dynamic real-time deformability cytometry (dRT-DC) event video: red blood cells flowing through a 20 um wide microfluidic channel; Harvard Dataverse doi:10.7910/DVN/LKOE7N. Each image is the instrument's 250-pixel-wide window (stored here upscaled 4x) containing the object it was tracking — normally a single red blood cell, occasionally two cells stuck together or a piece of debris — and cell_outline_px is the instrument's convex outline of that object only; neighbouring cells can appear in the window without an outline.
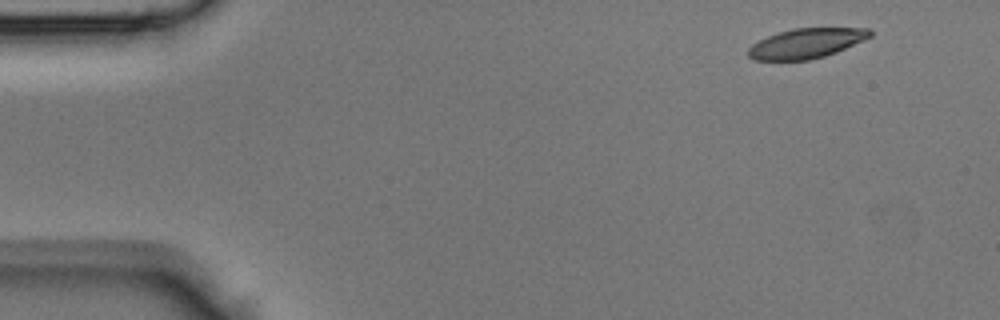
{"species": "Egyptian fruit bat (a non-hibernating species)", "species_latin": "Rousettus aegyptiacus", "temperature_condition": "room temperature", "stored_images_in_passage": 40, "camera_frame_rate_fps": 3000, "um_per_image_px": 0.085, "animal": {"sex": "male"}, "frame": {"image": 1, "passage_image": 1, "time_ms": 0.0, "image_size_px": [1000, 320], "cell_outline_px": [[872, 36], [864, 40], [836, 52], [824, 56], [808, 60], [752, 60], [748, 56], [748, 48], [752, 44], [768, 36], [792, 28], [872, 28]], "centroid_in_image_um": [68.54, 3.68], "position_along_channel_um": 16.5, "area_um2": 21.15}}
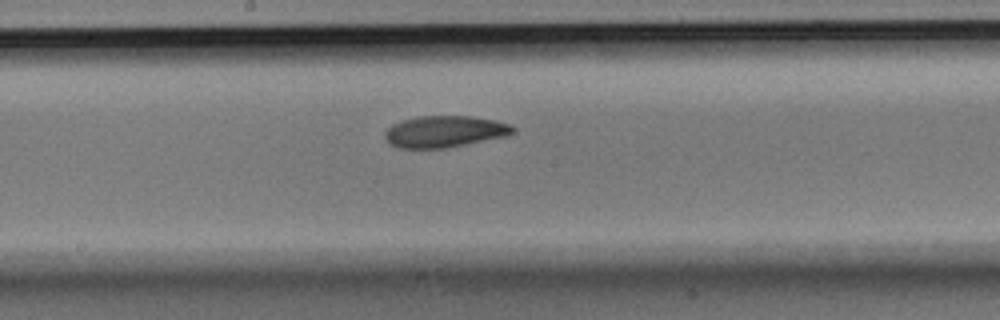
{"frame": {"image": 2, "passage_image": 20, "time_ms": 6.333, "image_size_px": [1000, 320], "cell_outline_px": [[516, 128], [512, 132], [504, 136], [444, 148], [400, 148], [388, 144], [384, 136], [384, 132], [392, 124], [416, 116], [472, 116], [496, 120], [508, 124]], "centroid_in_image_um": [37.73, 11.17], "position_along_channel_um": 210.5, "area_um2": 23.35}}
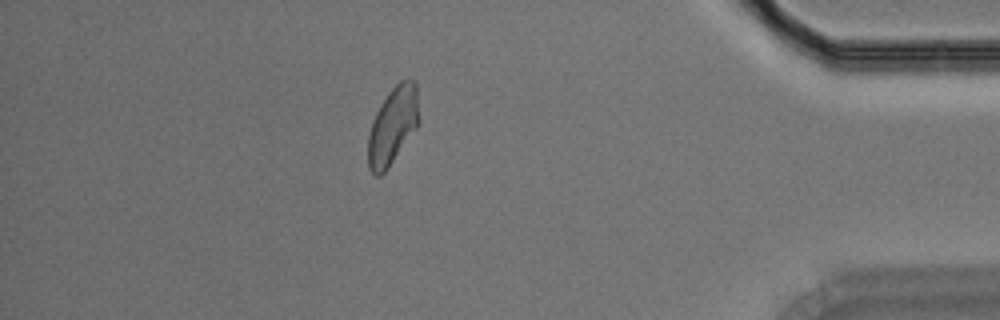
{"frame": {"image": 3, "passage_image": 35, "time_ms": 11.333, "image_size_px": [1000, 320], "cell_outline_px": [[420, 124], [384, 172], [380, 176], [376, 176], [368, 168], [368, 136], [372, 120], [380, 104], [388, 92], [400, 80], [412, 80], [416, 84], [420, 120]], "centroid_in_image_um": [33.39, 10.67], "position_along_channel_um": 401.8, "area_um2": 23.0}}